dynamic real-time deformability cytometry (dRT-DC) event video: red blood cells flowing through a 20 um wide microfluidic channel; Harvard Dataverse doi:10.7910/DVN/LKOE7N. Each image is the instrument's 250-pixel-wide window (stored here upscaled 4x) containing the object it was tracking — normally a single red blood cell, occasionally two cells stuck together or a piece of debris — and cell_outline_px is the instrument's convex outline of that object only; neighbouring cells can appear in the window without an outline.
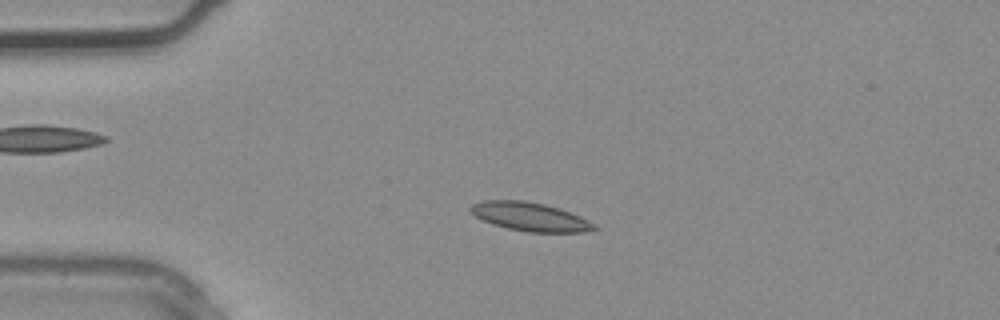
{"species": "common noctule bat (a hibernating species)", "species_latin": "Nyctalus noctula", "temperature_condition": "warm", "stored_images_in_passage": 2, "camera_frame_rate_fps": 3000, "um_per_image_px": 0.085, "animal": {"sex": "male", "body_mass_g": 20.4}, "frame": {"image": 1, "passage_image": 2, "time_ms": 0.333, "image_size_px": [1000, 320], "cell_outline_px": [[600, 228], [584, 232], [528, 232], [508, 228], [492, 224], [468, 212], [468, 208], [472, 204], [484, 200], [524, 200], [544, 204], [560, 208], [580, 216], [596, 224]], "centroid_in_image_um": [45.06, 18.41], "position_along_channel_um": 39.9, "area_um2": 20.75}}